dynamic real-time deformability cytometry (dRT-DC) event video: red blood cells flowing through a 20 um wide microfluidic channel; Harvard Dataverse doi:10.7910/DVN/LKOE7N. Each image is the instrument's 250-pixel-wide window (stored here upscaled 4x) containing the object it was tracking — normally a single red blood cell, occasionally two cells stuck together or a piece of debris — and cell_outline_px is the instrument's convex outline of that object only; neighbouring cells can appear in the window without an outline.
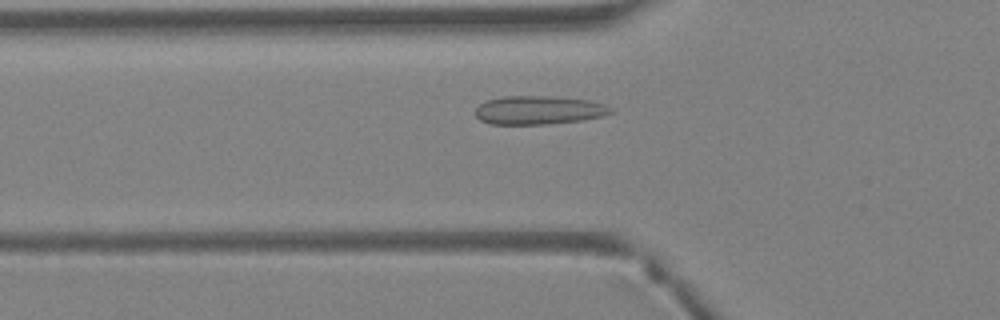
{"species": "Egyptian fruit bat (a non-hibernating species)", "species_latin": "Rousettus aegyptiacus", "temperature_condition": "warm", "stored_images_in_passage": 33, "camera_frame_rate_fps": 3000, "um_per_image_px": 0.085, "animal": {"sex": "female"}, "frame": {"image": 1, "passage_image": 8, "time_ms": 2.333, "image_size_px": [1000, 320], "cell_outline_px": [[616, 112], [604, 116], [580, 120], [544, 124], [492, 124], [480, 120], [476, 116], [476, 108], [480, 104], [488, 100], [504, 96], [548, 96], [588, 100], [604, 104], [612, 108]], "centroid_in_image_um": [45.82, 9.36], "position_along_channel_um": 80.0, "area_um2": 22.43}}
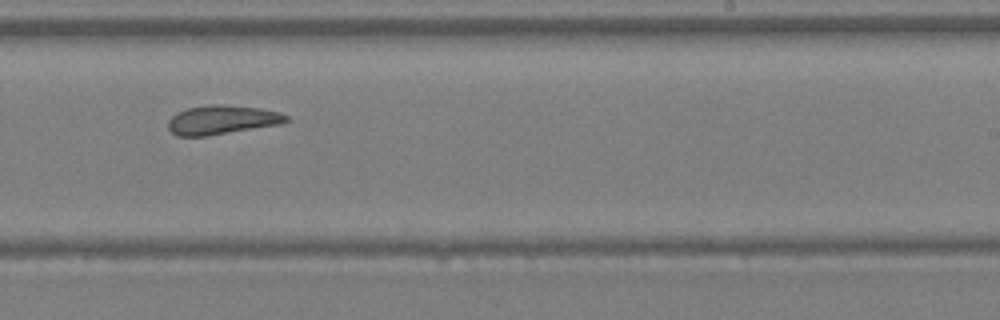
{"frame": {"image": 2, "passage_image": 19, "time_ms": 6.0, "image_size_px": [1000, 320], "cell_outline_px": [[288, 120], [276, 124], [208, 136], [176, 136], [168, 128], [168, 120], [176, 112], [188, 108], [212, 104], [220, 104], [260, 108], [280, 112], [288, 116]], "centroid_in_image_um": [18.81, 10.18], "position_along_channel_um": 270.2, "area_um2": 19.77}}
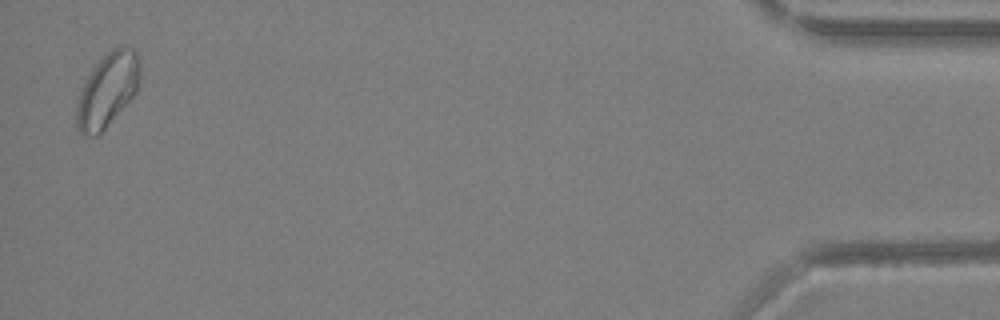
{"frame": {"image": 3, "passage_image": 33, "time_ms": 10.667, "image_size_px": [1000, 320], "cell_outline_px": [[140, 84], [136, 92], [104, 128], [96, 136], [92, 136], [80, 132], [76, 128], [76, 100], [92, 68], [108, 52], [124, 44], [128, 44], [136, 52], [140, 60]], "centroid_in_image_um": [9.15, 7.61], "position_along_channel_um": 426.1, "area_um2": 27.05}}